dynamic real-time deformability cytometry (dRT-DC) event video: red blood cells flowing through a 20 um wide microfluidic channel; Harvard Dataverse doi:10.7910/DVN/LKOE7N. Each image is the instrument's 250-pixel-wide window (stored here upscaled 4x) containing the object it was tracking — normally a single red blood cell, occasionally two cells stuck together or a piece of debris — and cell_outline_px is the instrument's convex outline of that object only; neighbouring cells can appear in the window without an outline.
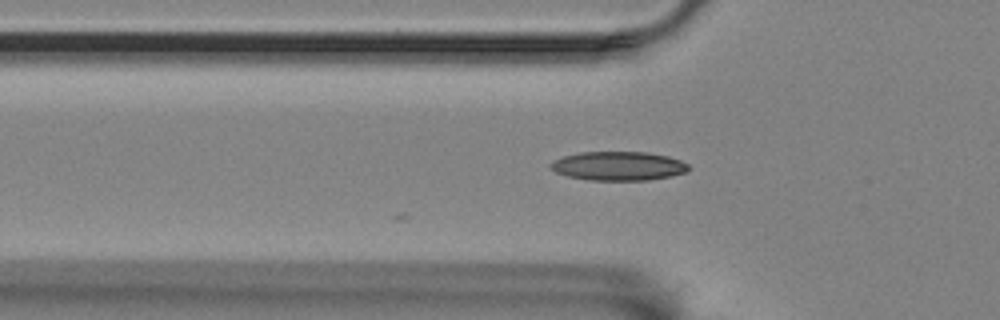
{"species": "Egyptian fruit bat (a non-hibernating species)", "species_latin": "Rousettus aegyptiacus", "temperature_condition": "room temperature", "stored_images_in_passage": 19, "camera_frame_rate_fps": 3000, "um_per_image_px": 0.085, "animal": {"sex": "female"}, "frame": {"image": 1, "passage_image": 2, "time_ms": 0.333, "image_size_px": [1000, 320], "cell_outline_px": [[692, 168], [688, 172], [672, 176], [648, 180], [588, 180], [568, 176], [556, 172], [548, 164], [552, 160], [564, 156], [580, 152], [648, 152], [668, 156], [680, 160], [688, 164]], "centroid_in_image_um": [52.6, 14.11], "position_along_channel_um": 73.2, "area_um2": 23.47}}
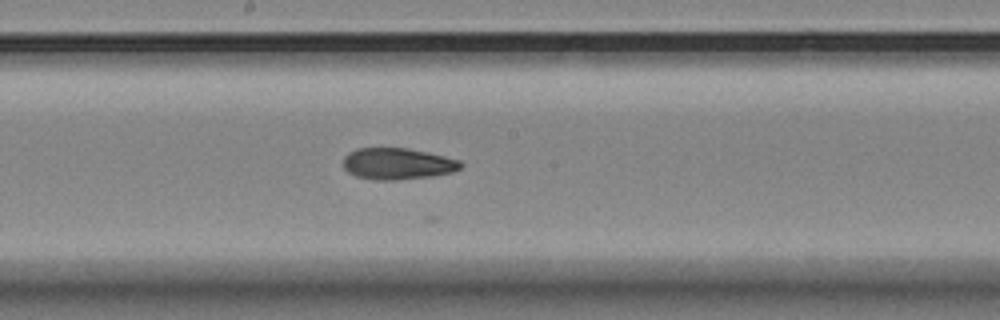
{"frame": {"image": 2, "passage_image": 14, "time_ms": 4.333, "image_size_px": [1000, 320], "cell_outline_px": [[464, 164], [460, 168], [452, 172], [432, 176], [396, 180], [372, 180], [356, 176], [348, 172], [344, 168], [344, 156], [348, 152], [356, 148], [408, 148], [444, 156], [460, 160]], "centroid_in_image_um": [33.78, 13.92], "position_along_channel_um": 214.4, "area_um2": 21.62}}
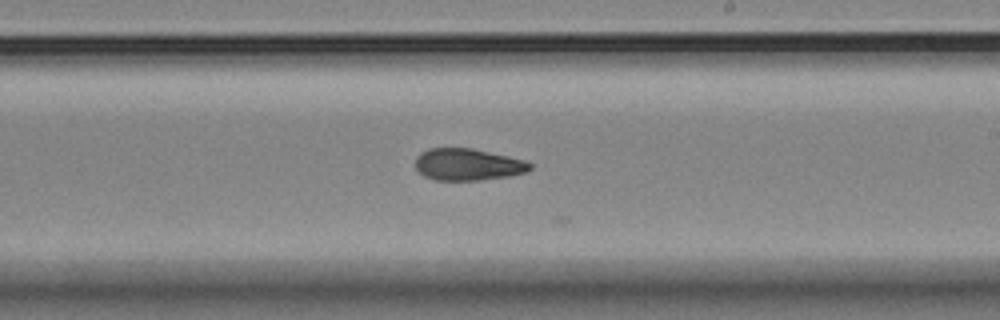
{"frame": {"image": 3, "passage_image": 17, "time_ms": 5.333, "image_size_px": [1000, 320], "cell_outline_px": [[532, 168], [524, 172], [508, 176], [480, 180], [436, 180], [424, 176], [416, 168], [416, 156], [420, 152], [428, 148], [472, 148], [508, 156], [524, 160], [532, 164]], "centroid_in_image_um": [39.74, 13.97], "position_along_channel_um": 249.3, "area_um2": 21.21}}